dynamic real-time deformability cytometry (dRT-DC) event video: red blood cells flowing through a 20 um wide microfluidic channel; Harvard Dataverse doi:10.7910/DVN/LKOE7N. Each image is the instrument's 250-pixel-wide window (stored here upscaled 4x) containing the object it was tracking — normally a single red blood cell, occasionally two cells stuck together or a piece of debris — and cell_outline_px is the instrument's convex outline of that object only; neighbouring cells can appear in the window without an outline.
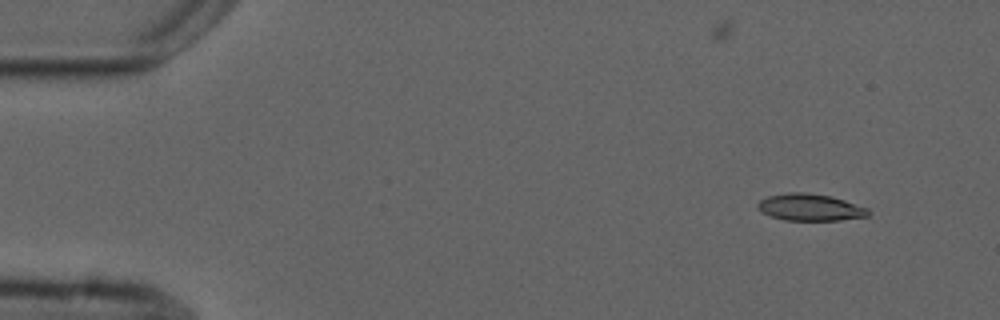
{"species": "common noctule bat (a hibernating species)", "species_latin": "Nyctalus noctula", "temperature_condition": "cold", "stored_images_in_passage": 4, "camera_frame_rate_fps": 3000, "um_per_image_px": 0.085, "animal": {"sex": "male", "forearm_length_mm": 52.5}, "frame": {"image": 1, "passage_image": 1, "time_ms": 0.0, "image_size_px": [1000, 320], "cell_outline_px": [[872, 212], [868, 216], [840, 220], [784, 220], [760, 212], [756, 208], [756, 204], [760, 200], [768, 196], [788, 192], [804, 192], [832, 196], [868, 208]], "centroid_in_image_um": [68.85, 17.62], "position_along_channel_um": 16.2, "area_um2": 17.46}}
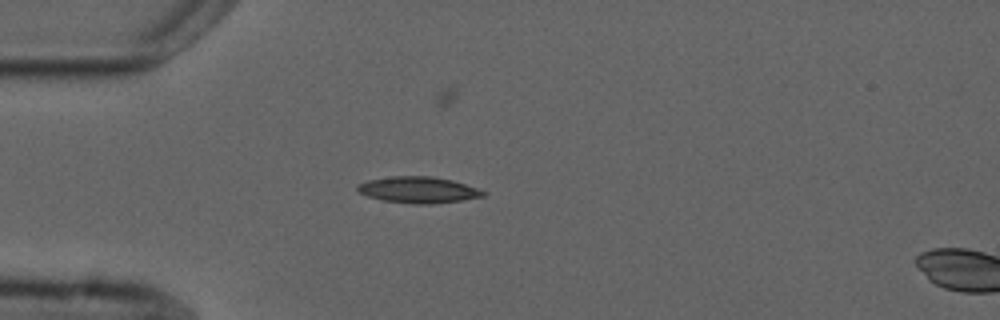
{"frame": {"image": 2, "passage_image": 3, "time_ms": 3.333, "image_size_px": [1000, 320], "cell_outline_px": [[488, 192], [484, 196], [460, 200], [432, 204], [416, 204], [384, 200], [368, 196], [360, 192], [356, 188], [356, 184], [368, 180], [392, 176], [432, 176], [452, 180]], "centroid_in_image_um": [35.55, 16.13], "position_along_channel_um": 49.5, "area_um2": 19.07}}